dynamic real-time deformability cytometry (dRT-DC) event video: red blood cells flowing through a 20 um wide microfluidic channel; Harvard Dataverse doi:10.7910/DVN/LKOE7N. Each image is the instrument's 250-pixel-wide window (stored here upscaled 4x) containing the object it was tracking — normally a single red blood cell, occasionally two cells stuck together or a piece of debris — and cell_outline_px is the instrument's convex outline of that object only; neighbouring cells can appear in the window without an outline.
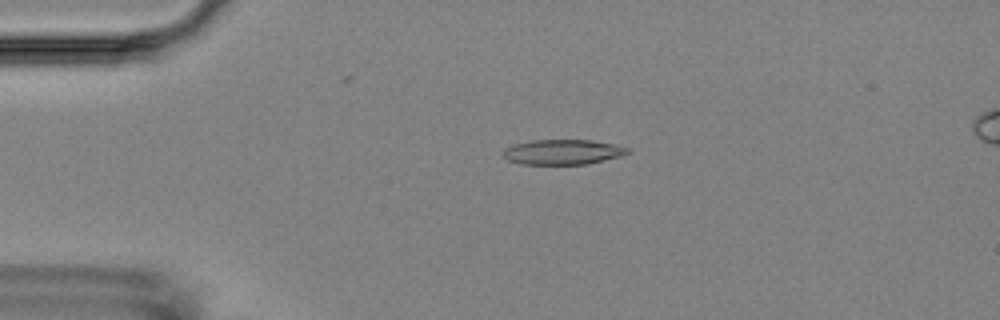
{"species": "Egyptian fruit bat (a non-hibernating species)", "species_latin": "Rousettus aegyptiacus", "temperature_condition": "room temperature", "stored_images_in_passage": 5, "camera_frame_rate_fps": 3000, "um_per_image_px": 0.085, "animal": {"sex": "female"}, "frame": {"image": 1, "passage_image": 4, "time_ms": 3.667, "image_size_px": [1000, 320], "cell_outline_px": [[632, 152], [620, 156], [588, 164], [520, 164], [508, 160], [500, 156], [500, 152], [504, 148], [516, 144], [532, 140], [592, 140], [616, 144], [628, 148]], "centroid_in_image_um": [47.81, 12.92], "position_along_channel_um": 37.2, "area_um2": 18.38}}